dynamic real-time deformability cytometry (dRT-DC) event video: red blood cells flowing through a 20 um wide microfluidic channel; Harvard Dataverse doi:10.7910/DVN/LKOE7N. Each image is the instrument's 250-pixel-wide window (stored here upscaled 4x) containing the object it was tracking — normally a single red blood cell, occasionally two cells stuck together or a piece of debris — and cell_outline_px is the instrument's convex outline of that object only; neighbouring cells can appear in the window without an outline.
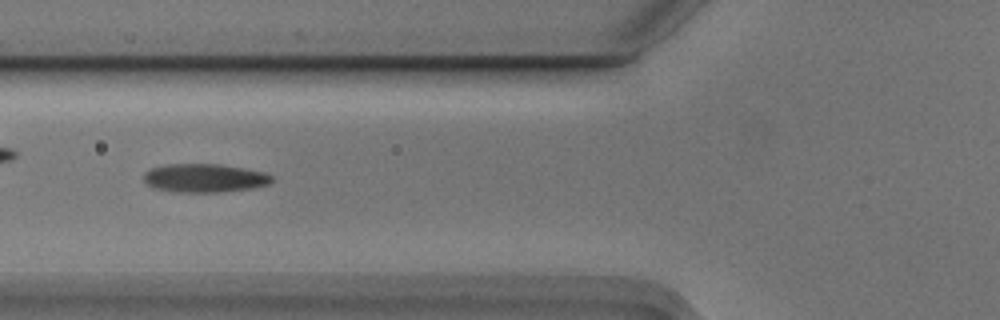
{"species": "Egyptian fruit bat (a non-hibernating species)", "species_latin": "Rousettus aegyptiacus", "temperature_condition": "cold", "stored_images_in_passage": 6, "camera_frame_rate_fps": 3000, "um_per_image_px": 0.085, "animal": {"sex": "male"}, "frame": {"image": 1, "passage_image": 6, "time_ms": 1.667, "image_size_px": [1000, 320], "cell_outline_px": [[272, 180], [268, 184], [252, 188], [220, 192], [176, 192], [152, 188], [144, 180], [144, 172], [152, 168], [168, 164], [220, 164], [244, 168], [264, 172], [272, 176]], "centroid_in_image_um": [17.37, 15.13], "position_along_channel_um": 108.4, "area_um2": 21.27}}